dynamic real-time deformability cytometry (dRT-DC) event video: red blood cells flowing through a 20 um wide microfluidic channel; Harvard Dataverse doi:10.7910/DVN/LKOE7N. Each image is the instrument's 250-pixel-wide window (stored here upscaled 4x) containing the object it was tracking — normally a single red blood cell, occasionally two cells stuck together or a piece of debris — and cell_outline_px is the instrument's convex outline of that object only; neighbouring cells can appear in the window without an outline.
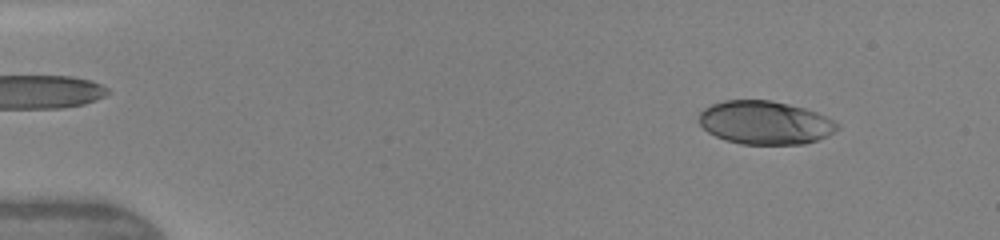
{"species": "human", "species_latin": "Homo sapiens", "temperature_condition": "warm", "stored_images_in_passage": 8, "camera_frame_rate_fps": 3000, "um_per_image_px": 0.085, "donor": {"sex": "female"}, "frame": {"image": 1, "passage_image": 1, "time_ms": 0.0, "image_size_px": [1000, 240], "cell_outline_px": [[840, 128], [828, 136], [804, 144], [740, 144], [724, 140], [708, 132], [700, 124], [700, 112], [704, 108], [712, 104], [724, 100], [768, 100], [788, 104], [804, 108], [816, 112], [840, 124]], "centroid_in_image_um": [65.03, 10.43], "position_along_channel_um": 20.0, "area_um2": 34.91}}
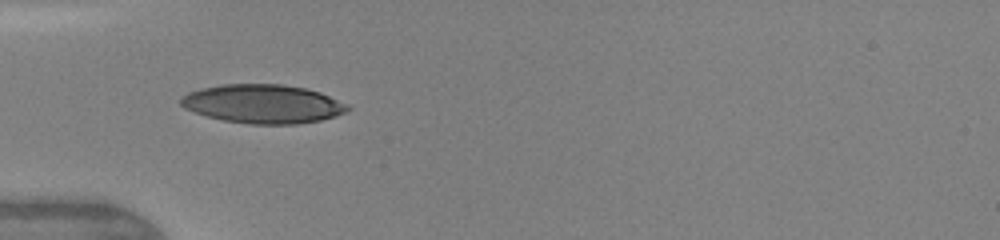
{"frame": {"image": 2, "passage_image": 5, "time_ms": 3.333, "image_size_px": [1000, 240], "cell_outline_px": [[352, 108], [348, 112], [336, 116], [320, 120], [296, 124], [248, 124], [224, 120], [208, 116], [184, 108], [180, 104], [180, 100], [188, 92], [200, 88], [224, 84], [280, 84], [304, 88], [320, 92], [348, 104]], "centroid_in_image_um": [22.38, 8.83], "position_along_channel_um": 62.6, "area_um2": 37.69}}